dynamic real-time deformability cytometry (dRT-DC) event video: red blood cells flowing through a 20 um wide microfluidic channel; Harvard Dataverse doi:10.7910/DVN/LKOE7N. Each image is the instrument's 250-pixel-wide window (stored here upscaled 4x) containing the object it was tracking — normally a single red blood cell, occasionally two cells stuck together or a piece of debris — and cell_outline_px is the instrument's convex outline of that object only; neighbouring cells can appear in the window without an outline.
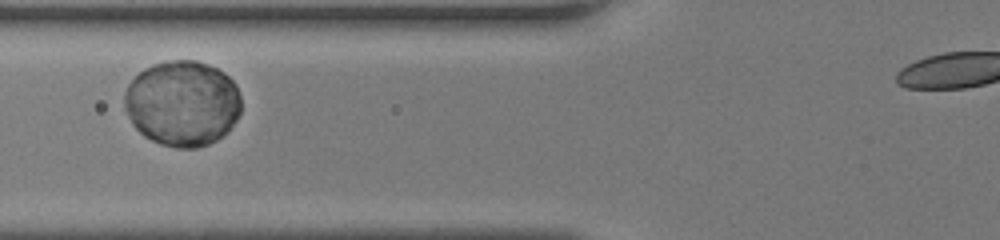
{"species": "human", "species_latin": "Homo sapiens", "temperature_condition": "room temperature", "stored_images_in_passage": 31, "segment_of_instrument_passage": [2, 2], "camera_frame_rate_fps": 3000, "um_per_image_px": 0.085, "donor": {"sex": "female"}, "frame": {"image": 1, "passage_image": 8, "time_ms": 2.333, "image_size_px": [1000, 240], "cell_outline_px": [[240, 112], [236, 120], [216, 140], [208, 144], [196, 148], [176, 148], [160, 144], [144, 136], [132, 124], [124, 108], [124, 92], [128, 84], [144, 68], [152, 64], [172, 60], [196, 60], [208, 64], [224, 72], [236, 84], [240, 96]], "centroid_in_image_um": [15.48, 8.77], "position_along_channel_um": 110.3, "area_um2": 58.32}}
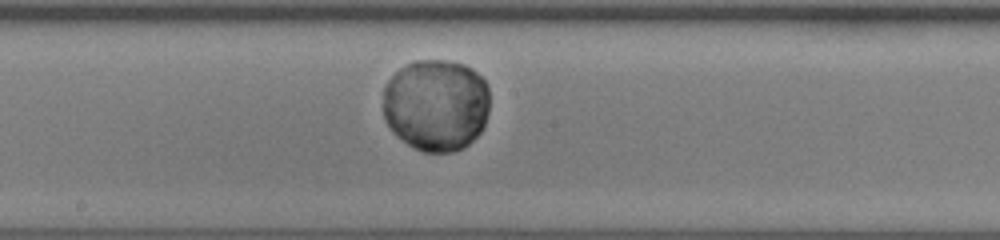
{"frame": {"image": 2, "passage_image": 15, "time_ms": 4.667, "image_size_px": [1000, 240], "cell_outline_px": [[488, 112], [484, 124], [480, 132], [464, 148], [452, 152], [424, 152], [408, 144], [396, 136], [392, 132], [384, 116], [384, 88], [388, 80], [400, 68], [416, 60], [444, 60], [464, 64], [472, 68], [484, 80], [488, 88]], "centroid_in_image_um": [37.07, 8.93], "position_along_channel_um": 211.1, "area_um2": 57.34}}
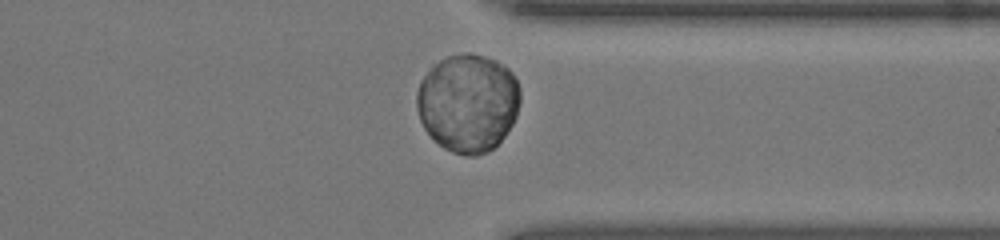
{"frame": {"image": 3, "passage_image": 26, "time_ms": 8.333, "image_size_px": [1000, 240], "cell_outline_px": [[520, 100], [516, 116], [512, 124], [504, 136], [488, 152], [476, 156], [464, 156], [452, 152], [444, 148], [432, 140], [424, 128], [420, 120], [416, 108], [416, 92], [420, 80], [440, 60], [448, 56], [468, 52], [484, 56], [496, 60], [508, 68], [512, 72], [520, 88]], "centroid_in_image_um": [39.76, 8.76], "position_along_channel_um": 371.6, "area_um2": 59.53}}